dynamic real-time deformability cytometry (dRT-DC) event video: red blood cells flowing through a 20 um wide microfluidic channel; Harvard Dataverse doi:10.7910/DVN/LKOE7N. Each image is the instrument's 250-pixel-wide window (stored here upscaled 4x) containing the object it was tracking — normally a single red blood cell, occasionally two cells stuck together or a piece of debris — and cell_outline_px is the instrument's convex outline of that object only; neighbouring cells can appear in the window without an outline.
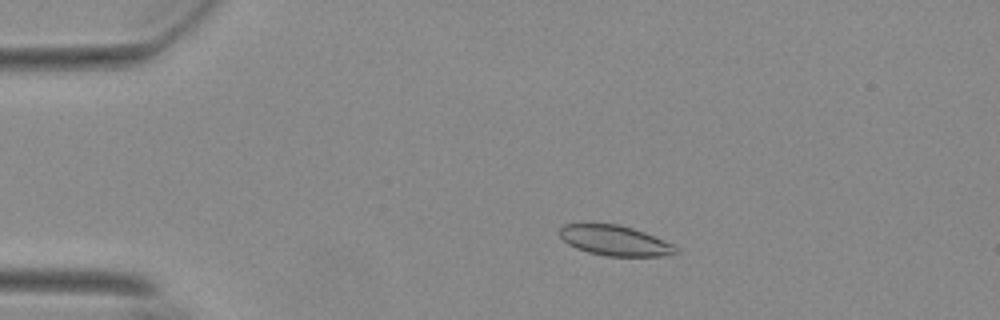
{"species": "Egyptian fruit bat (a non-hibernating species)", "species_latin": "Rousettus aegyptiacus", "temperature_condition": "warm", "stored_images_in_passage": 56, "camera_frame_rate_fps": 3000, "um_per_image_px": 0.085, "animal": {"sex": "female"}, "frame": {"image": 1, "passage_image": 12, "time_ms": 3.667, "image_size_px": [1000, 320], "cell_outline_px": [[680, 252], [660, 256], [608, 256], [588, 252], [576, 248], [568, 244], [560, 236], [560, 228], [564, 224], [616, 224], [632, 228], [644, 232], [672, 244]], "centroid_in_image_um": [52.25, 20.45], "position_along_channel_um": 32.8, "area_um2": 20.11}}
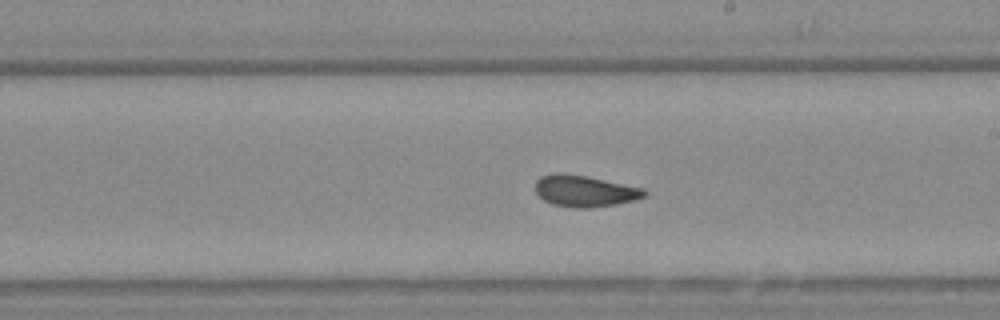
{"frame": {"image": 2, "passage_image": 33, "time_ms": 10.667, "image_size_px": [1000, 320], "cell_outline_px": [[648, 192], [644, 196], [636, 200], [616, 204], [588, 208], [572, 208], [552, 204], [544, 200], [536, 192], [536, 180], [540, 176], [552, 172], [564, 172], [644, 188]], "centroid_in_image_um": [49.67, 16.23], "position_along_channel_um": 239.3, "area_um2": 20.06}}
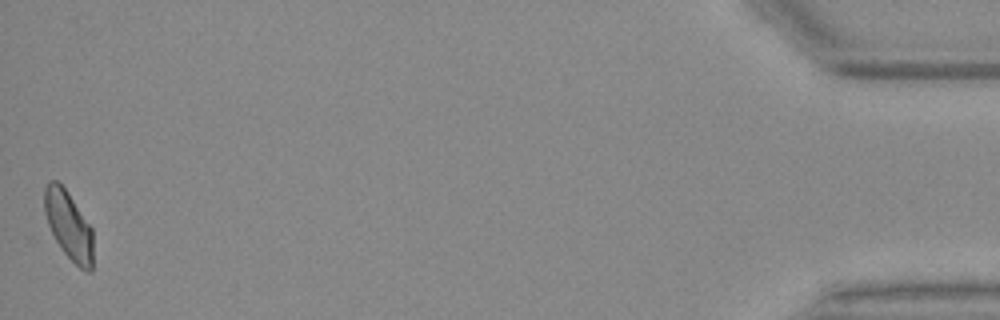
{"frame": {"image": 3, "passage_image": 56, "time_ms": 18.333, "image_size_px": [1000, 320], "cell_outline_px": [[92, 272], [84, 272], [60, 248], [48, 224], [44, 212], [44, 188], [48, 180], [56, 180], [68, 192], [92, 228]], "centroid_in_image_um": [5.82, 19.14], "position_along_channel_um": 429.4, "area_um2": 19.31}, "authors_computed_cell_mechanics": {"area_um2": 20.2011, "velocity_mm_per_s": 3.6907, "shape_relaxation_time_tau1_ms": 5.732, "shape_relaxation_time_tau2_ms": 1.3805, "deformation_change_tau1": 0.1229, "deformation_change_tau2": 0.0654}}